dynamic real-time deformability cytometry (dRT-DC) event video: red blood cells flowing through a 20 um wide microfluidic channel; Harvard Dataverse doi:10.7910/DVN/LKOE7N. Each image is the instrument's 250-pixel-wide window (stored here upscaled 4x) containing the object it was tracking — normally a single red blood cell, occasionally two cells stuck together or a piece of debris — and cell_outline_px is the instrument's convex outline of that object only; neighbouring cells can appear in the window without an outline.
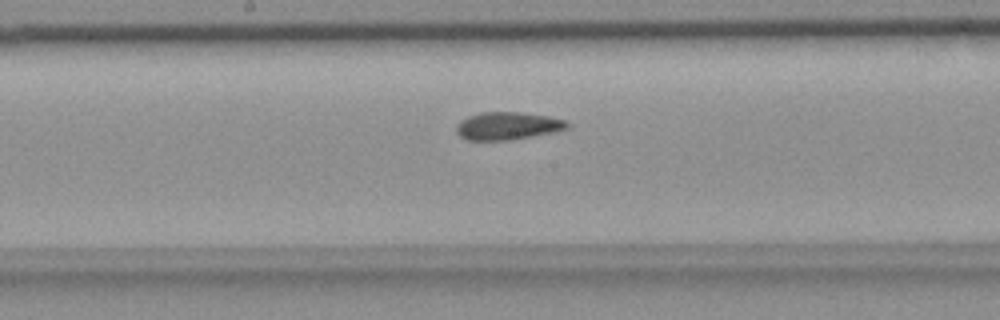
{"species": "common noctule bat (a hibernating species)", "species_latin": "Nyctalus noctula", "temperature_condition": "room temperature", "stored_images_in_passage": 37, "camera_frame_rate_fps": 3000, "um_per_image_px": 0.085, "animal": {"sex": "female", "body_mass_g": 18.4}, "frame": {"image": 1, "passage_image": 17, "time_ms": 5.333, "image_size_px": [1000, 320], "cell_outline_px": [[572, 124], [568, 128], [552, 132], [532, 136], [508, 140], [468, 140], [460, 136], [456, 132], [456, 124], [460, 120], [468, 116], [480, 112], [520, 112], [548, 116], [568, 120]], "centroid_in_image_um": [43.15, 10.69], "position_along_channel_um": 205.0, "area_um2": 18.03}}
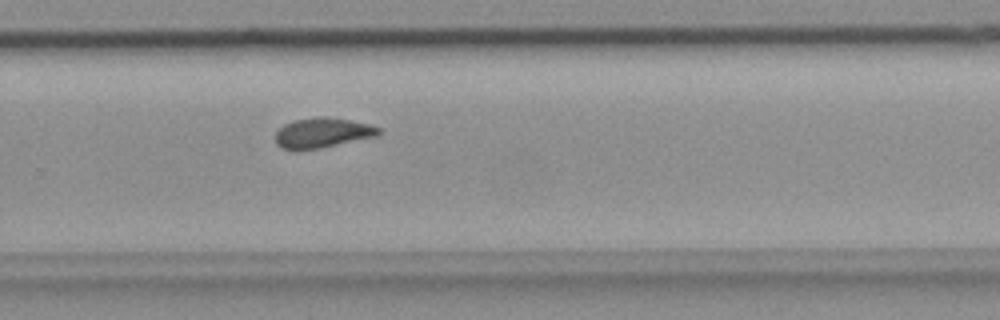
{"frame": {"image": 2, "passage_image": 25, "time_ms": 8.0, "image_size_px": [1000, 320], "cell_outline_px": [[384, 132], [380, 136], [320, 148], [296, 152], [280, 148], [276, 144], [276, 132], [284, 124], [292, 120], [316, 116], [324, 116], [348, 120], [368, 124], [380, 128]], "centroid_in_image_um": [27.4, 11.31], "position_along_channel_um": 302.4, "area_um2": 18.61}}
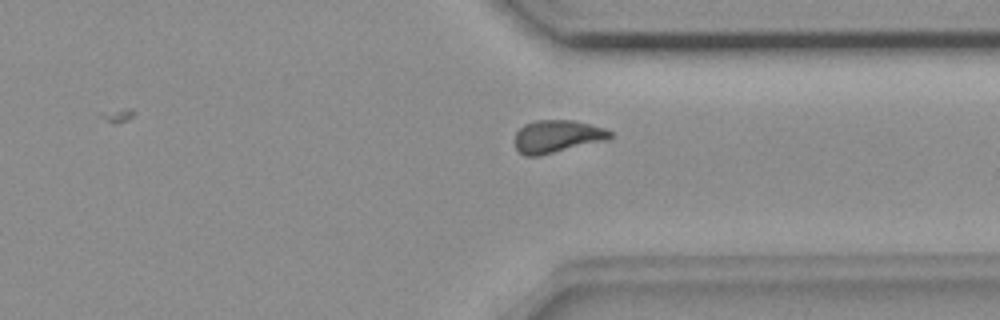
{"frame": {"image": 3, "passage_image": 30, "time_ms": 9.667, "image_size_px": [1000, 320], "cell_outline_px": [[612, 136], [608, 140], [540, 156], [524, 156], [516, 148], [516, 132], [524, 124], [536, 120], [576, 120], [604, 128], [612, 132]], "centroid_in_image_um": [47.38, 11.6], "position_along_channel_um": 364.0, "area_um2": 18.26}}